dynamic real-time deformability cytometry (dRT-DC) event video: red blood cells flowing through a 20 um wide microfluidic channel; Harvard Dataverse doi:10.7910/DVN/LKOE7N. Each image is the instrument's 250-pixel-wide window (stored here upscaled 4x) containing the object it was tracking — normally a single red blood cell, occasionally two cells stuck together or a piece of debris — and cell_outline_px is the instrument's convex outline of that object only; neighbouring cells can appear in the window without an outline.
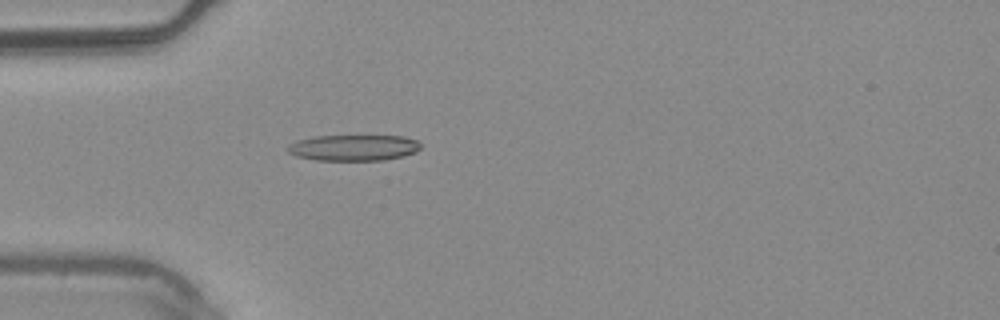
{"species": "common noctule bat (a hibernating species)", "species_latin": "Nyctalus noctula", "temperature_condition": "warm", "stored_images_in_passage": 1, "camera_frame_rate_fps": 3000, "um_per_image_px": 0.085, "animal": {"sex": "male", "body_mass_g": 20.4}, "frame": {"image": 1, "passage_image": 1, "time_ms": 0.0, "image_size_px": [1000, 320], "cell_outline_px": [[420, 148], [416, 152], [404, 156], [384, 160], [316, 160], [296, 156], [288, 152], [284, 148], [288, 144], [296, 140], [316, 136], [404, 136], [420, 140]], "centroid_in_image_um": [30.05, 12.55], "position_along_channel_um": 54.9, "area_um2": 20.4}}